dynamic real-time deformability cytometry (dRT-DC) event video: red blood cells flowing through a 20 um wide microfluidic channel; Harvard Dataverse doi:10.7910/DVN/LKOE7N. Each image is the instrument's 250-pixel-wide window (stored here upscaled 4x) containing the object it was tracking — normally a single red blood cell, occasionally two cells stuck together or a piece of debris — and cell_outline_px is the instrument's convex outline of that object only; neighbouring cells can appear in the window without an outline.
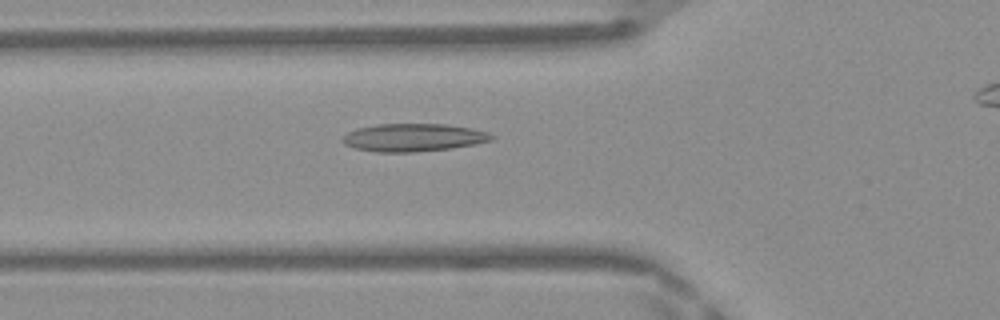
{"species": "Egyptian fruit bat (a non-hibernating species)", "species_latin": "Rousettus aegyptiacus", "temperature_condition": "warm", "stored_images_in_passage": 43, "camera_frame_rate_fps": 3000, "um_per_image_px": 0.085, "frame": {"image": 1, "passage_image": 17, "time_ms": 5.333, "image_size_px": [1000, 320], "cell_outline_px": [[496, 136], [492, 140], [476, 144], [452, 148], [416, 152], [376, 152], [356, 148], [344, 144], [340, 140], [340, 136], [356, 128], [376, 124], [444, 124], [472, 128], [488, 132]], "centroid_in_image_um": [35.12, 11.69], "position_along_channel_um": 90.7, "area_um2": 24.45}}
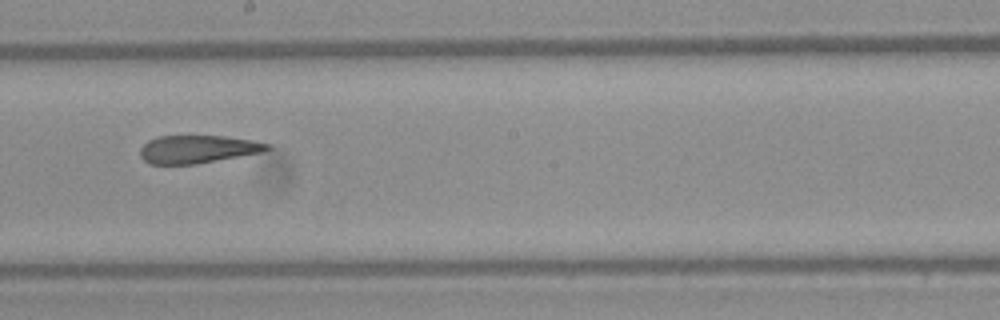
{"frame": {"image": 2, "passage_image": 27, "time_ms": 8.667, "image_size_px": [1000, 320], "cell_outline_px": [[272, 148], [260, 152], [196, 164], [148, 164], [140, 156], [140, 148], [148, 140], [156, 136], [224, 136], [252, 140], [268, 144]], "centroid_in_image_um": [16.74, 12.68], "position_along_channel_um": 231.5, "area_um2": 20.52}}
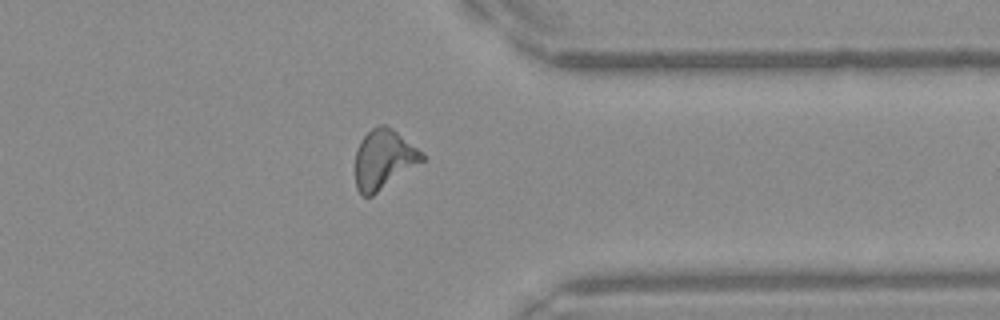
{"frame": {"image": 3, "passage_image": 38, "time_ms": 12.333, "image_size_px": [1000, 320], "cell_outline_px": [[424, 160], [372, 196], [364, 196], [356, 188], [356, 148], [360, 140], [372, 128], [380, 124], [384, 124], [392, 128], [416, 148], [424, 156]], "centroid_in_image_um": [32.58, 13.53], "position_along_channel_um": 378.8, "area_um2": 22.66}}